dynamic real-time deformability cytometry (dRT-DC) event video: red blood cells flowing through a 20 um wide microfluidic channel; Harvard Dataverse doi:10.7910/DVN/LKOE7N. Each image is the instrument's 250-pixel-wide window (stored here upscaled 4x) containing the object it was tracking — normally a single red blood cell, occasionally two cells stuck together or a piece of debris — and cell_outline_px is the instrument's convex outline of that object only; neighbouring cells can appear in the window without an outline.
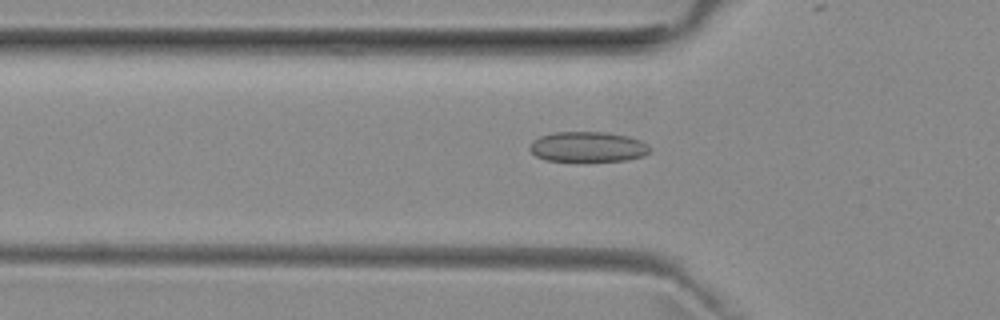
{"species": "common noctule bat (a hibernating species)", "species_latin": "Nyctalus noctula", "temperature_condition": "room temperature", "stored_images_in_passage": 51, "camera_frame_rate_fps": 3000, "um_per_image_px": 0.085, "animal": {"sex": "female", "body_mass_g": 29.2, "forearm_length_mm": 56.3}, "frame": {"image": 1, "passage_image": 16, "time_ms": 5.0, "image_size_px": [1000, 320], "cell_outline_px": [[652, 148], [644, 156], [628, 160], [584, 164], [544, 160], [536, 156], [528, 148], [532, 140], [540, 136], [552, 132], [604, 132], [628, 136], [640, 140], [648, 144]], "centroid_in_image_um": [49.95, 12.53], "position_along_channel_um": 75.9, "area_um2": 22.31}}
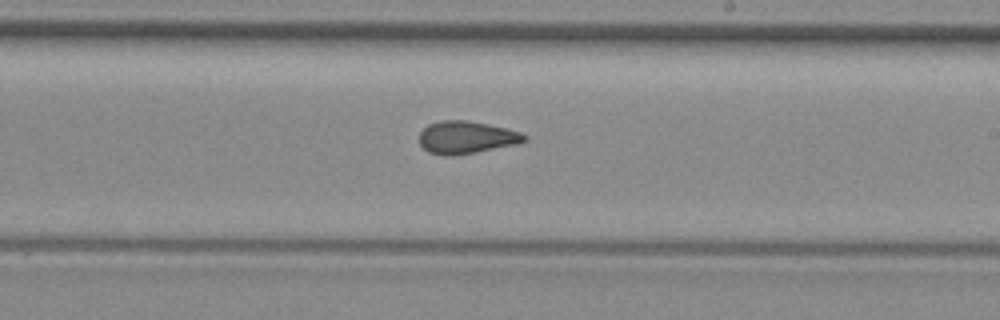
{"frame": {"image": 2, "passage_image": 29, "time_ms": 9.333, "image_size_px": [1000, 320], "cell_outline_px": [[528, 140], [520, 144], [476, 152], [452, 156], [444, 156], [428, 152], [420, 144], [420, 132], [428, 124], [440, 120], [468, 120], [488, 124], [520, 132], [528, 136]], "centroid_in_image_um": [39.66, 11.68], "position_along_channel_um": 249.3, "area_um2": 20.11}}
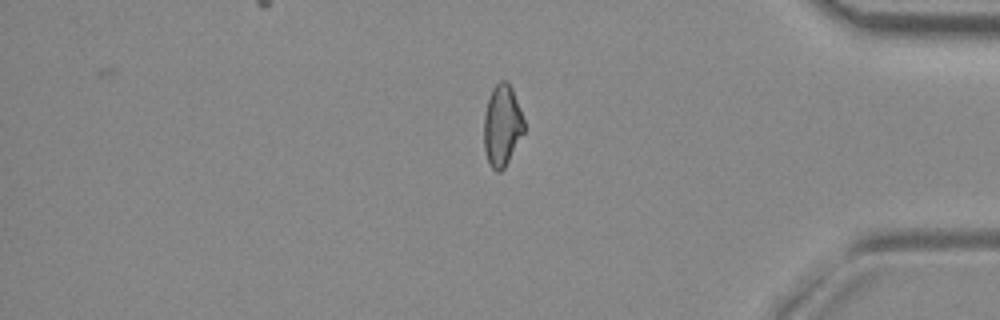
{"frame": {"image": 3, "passage_image": 42, "time_ms": 13.667, "image_size_px": [1000, 320], "cell_outline_px": [[524, 132], [504, 168], [500, 172], [496, 172], [488, 164], [484, 148], [484, 116], [488, 100], [492, 88], [500, 80], [504, 80], [512, 88], [524, 120]], "centroid_in_image_um": [42.66, 10.69], "position_along_channel_um": 392.5, "area_um2": 18.9}, "authors_computed_cell_mechanics": {"area_um2": 19.941, "velocity_mm_per_s": 3.9904, "shape_relaxation_time_tau1_ms": null, "shape_relaxation_time_tau2_ms": 1.8185, "deformation_change_tau1": null, "deformation_change_tau2": 0.0832}}